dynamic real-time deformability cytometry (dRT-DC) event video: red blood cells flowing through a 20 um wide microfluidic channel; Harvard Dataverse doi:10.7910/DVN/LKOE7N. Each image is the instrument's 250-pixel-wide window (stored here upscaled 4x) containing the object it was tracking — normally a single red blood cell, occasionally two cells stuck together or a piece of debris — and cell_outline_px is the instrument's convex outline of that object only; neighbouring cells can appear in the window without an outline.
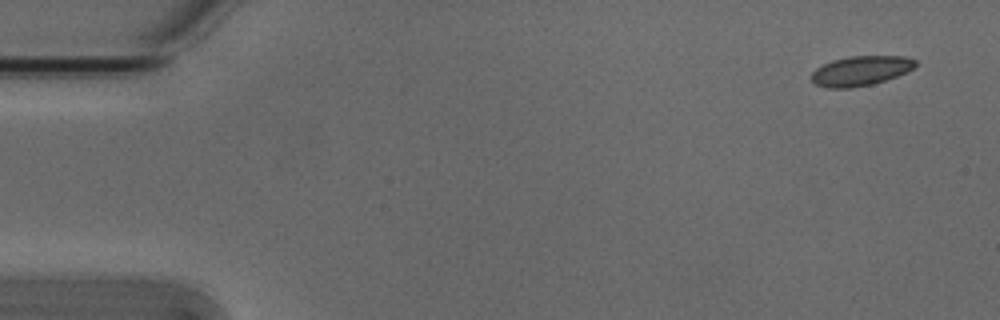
{"species": "Egyptian fruit bat (a non-hibernating species)", "species_latin": "Rousettus aegyptiacus", "temperature_condition": "cold", "stored_images_in_passage": 4, "camera_frame_rate_fps": 3000, "um_per_image_px": 0.085, "animal": {"sex": "male"}, "frame": {"image": 1, "passage_image": 1, "time_ms": 0.0, "image_size_px": [1000, 320], "cell_outline_px": [[916, 64], [908, 72], [872, 84], [852, 88], [828, 88], [816, 84], [812, 80], [812, 72], [816, 68], [832, 60], [848, 56], [904, 56], [916, 60]], "centroid_in_image_um": [73.15, 6.01], "position_along_channel_um": 11.8, "area_um2": 17.92}}